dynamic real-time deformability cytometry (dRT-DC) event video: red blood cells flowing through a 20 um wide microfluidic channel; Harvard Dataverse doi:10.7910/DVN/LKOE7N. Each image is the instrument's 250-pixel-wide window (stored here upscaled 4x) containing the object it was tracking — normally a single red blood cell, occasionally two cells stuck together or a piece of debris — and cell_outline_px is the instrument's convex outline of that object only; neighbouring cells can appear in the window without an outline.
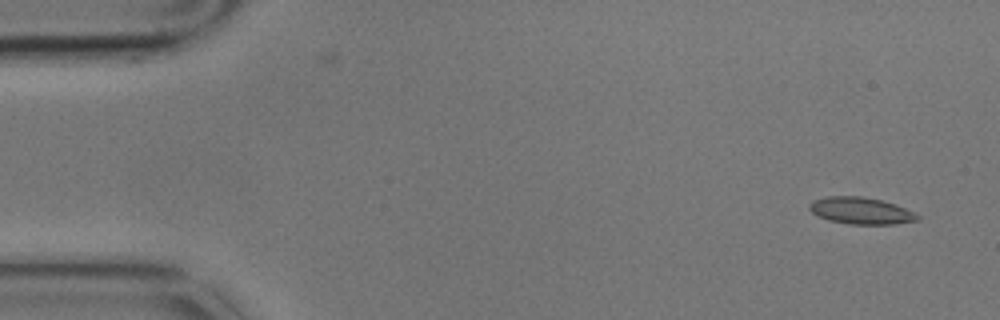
{"species": "common noctule bat (a hibernating species)", "species_latin": "Nyctalus noctula", "temperature_condition": "cold", "stored_images_in_passage": 3, "camera_frame_rate_fps": 3000, "um_per_image_px": 0.085, "animal": {"sex": "male", "body_mass_g": 17.9}, "frame": {"image": 1, "passage_image": 1, "time_ms": 0.0, "image_size_px": [1000, 320], "cell_outline_px": [[920, 220], [892, 224], [848, 224], [828, 220], [816, 216], [808, 208], [808, 204], [812, 200], [828, 196], [860, 196], [880, 200], [896, 204], [920, 216]], "centroid_in_image_um": [73.13, 17.91], "position_along_channel_um": 11.9, "area_um2": 16.94}}